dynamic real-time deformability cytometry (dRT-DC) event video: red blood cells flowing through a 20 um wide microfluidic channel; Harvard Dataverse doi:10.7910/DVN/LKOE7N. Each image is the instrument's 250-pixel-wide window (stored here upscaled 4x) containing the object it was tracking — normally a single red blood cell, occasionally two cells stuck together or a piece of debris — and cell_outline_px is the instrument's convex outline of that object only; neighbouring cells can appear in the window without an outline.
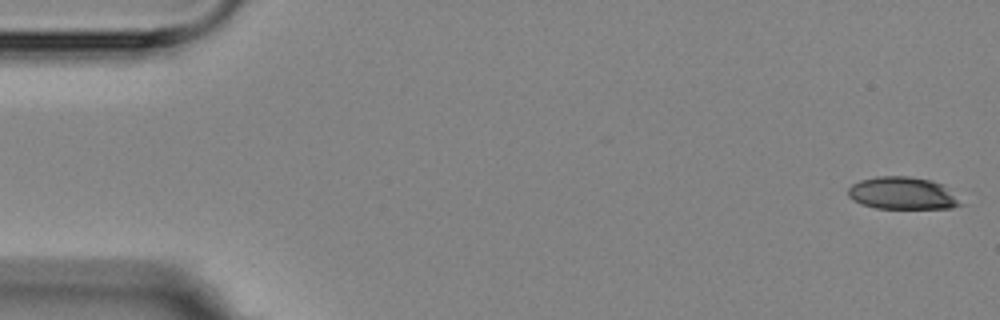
{"species": "Egyptian fruit bat (a non-hibernating species)", "species_latin": "Rousettus aegyptiacus", "temperature_condition": "room temperature", "stored_images_in_passage": 6, "camera_frame_rate_fps": 3000, "um_per_image_px": 0.085, "animal": {"sex": "female"}, "frame": {"image": 1, "passage_image": 1, "time_ms": 0.0, "image_size_px": [1000, 320], "cell_outline_px": [[964, 204], [952, 208], [876, 208], [860, 204], [852, 200], [848, 196], [848, 188], [852, 184], [860, 180], [876, 176], [908, 176], [932, 180], [944, 184]], "centroid_in_image_um": [76.71, 16.42], "position_along_channel_um": 8.3, "area_um2": 21.44}}
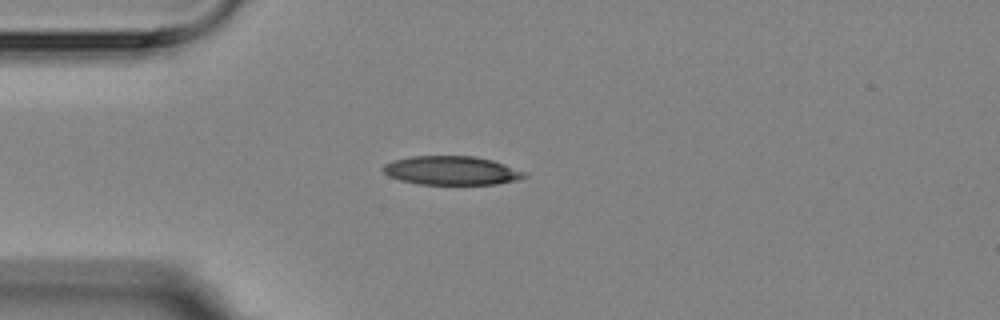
{"frame": {"image": 2, "passage_image": 4, "time_ms": 4.333, "image_size_px": [1000, 320], "cell_outline_px": [[528, 176], [516, 180], [496, 184], [420, 184], [400, 180], [388, 176], [380, 168], [384, 164], [392, 160], [412, 156], [476, 156], [492, 160], [528, 172]], "centroid_in_image_um": [38.38, 14.49], "position_along_channel_um": 46.6, "area_um2": 23.87}}
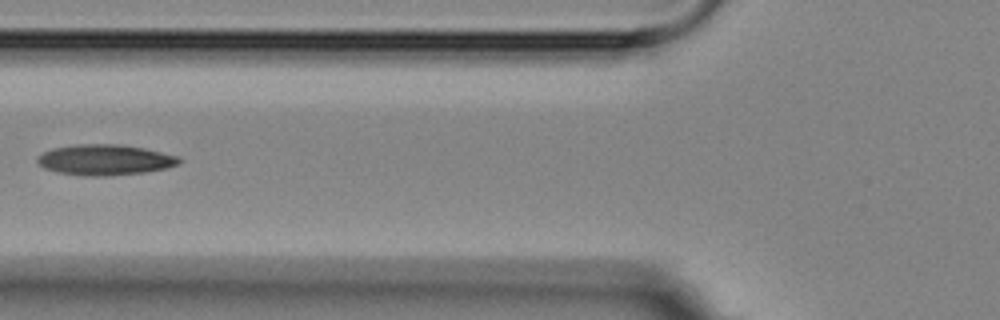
{"frame": {"image": 3, "passage_image": 6, "time_ms": 6.667, "image_size_px": [1000, 320], "cell_outline_px": [[184, 160], [180, 164], [168, 168], [144, 172], [108, 176], [84, 176], [56, 172], [44, 168], [36, 164], [36, 156], [52, 148], [76, 144], [120, 144], [144, 148], [180, 156]], "centroid_in_image_um": [8.93, 13.59], "position_along_channel_um": 116.9, "area_um2": 25.78}}